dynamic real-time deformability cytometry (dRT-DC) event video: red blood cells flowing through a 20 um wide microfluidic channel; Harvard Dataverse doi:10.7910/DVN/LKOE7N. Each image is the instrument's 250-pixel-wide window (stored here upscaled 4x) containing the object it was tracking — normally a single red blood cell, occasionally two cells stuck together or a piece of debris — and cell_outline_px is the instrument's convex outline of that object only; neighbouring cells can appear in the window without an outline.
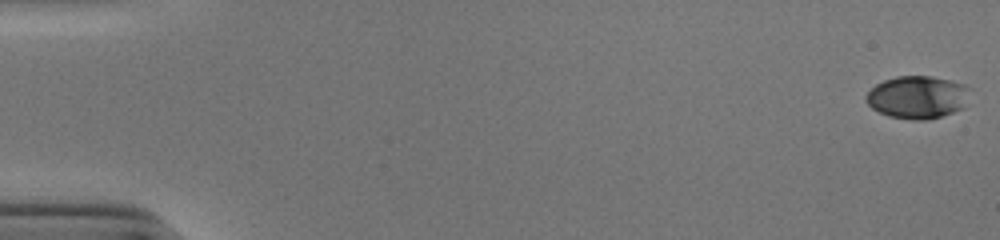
{"species": "human", "species_latin": "Homo sapiens", "temperature_condition": "cold", "stored_images_in_passage": 54, "camera_frame_rate_fps": 3000, "um_per_image_px": 0.085, "donor": {"sex": "male"}, "frame": {"image": 1, "passage_image": 1, "time_ms": 0.0, "image_size_px": [1000, 240], "cell_outline_px": [[968, 88], [964, 108], [928, 120], [912, 120], [888, 116], [872, 108], [868, 104], [864, 96], [876, 84], [884, 80], [896, 76], [932, 76], [964, 84]], "centroid_in_image_um": [77.95, 8.26], "position_along_channel_um": 7.1, "area_um2": 25.66}}
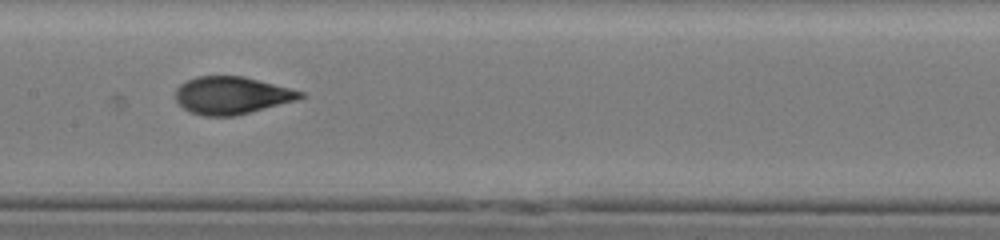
{"frame": {"image": 2, "passage_image": 28, "time_ms": 9.0, "image_size_px": [1000, 240], "cell_outline_px": [[308, 96], [296, 100], [236, 116], [204, 116], [192, 112], [184, 108], [176, 100], [176, 88], [180, 84], [196, 76], [244, 76], [304, 92]], "centroid_in_image_um": [19.71, 8.1], "position_along_channel_um": 187.7, "area_um2": 27.17}}
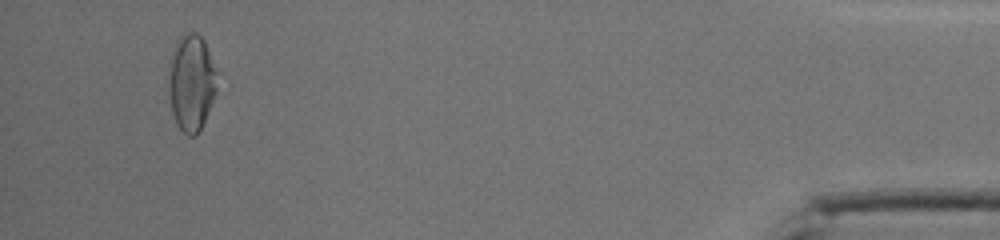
{"frame": {"image": 3, "passage_image": 51, "time_ms": 16.667, "image_size_px": [1000, 240], "cell_outline_px": [[220, 72], [216, 92], [204, 120], [196, 136], [188, 136], [176, 124], [172, 112], [168, 88], [172, 52], [176, 40], [180, 36], [188, 32], [196, 32], [204, 40]], "centroid_in_image_um": [16.31, 6.98], "position_along_channel_um": 418.9, "area_um2": 27.57}, "authors_computed_cell_mechanics": {"area_um2": 27.1949, "velocity_mm_per_s": 3.9201, "shape_relaxation_time_tau1_ms": 4.9863, "shape_relaxation_time_tau2_ms": 0.9249, "deformation_change_tau1": 0.1763, "deformation_change_tau2": 0.0573}}